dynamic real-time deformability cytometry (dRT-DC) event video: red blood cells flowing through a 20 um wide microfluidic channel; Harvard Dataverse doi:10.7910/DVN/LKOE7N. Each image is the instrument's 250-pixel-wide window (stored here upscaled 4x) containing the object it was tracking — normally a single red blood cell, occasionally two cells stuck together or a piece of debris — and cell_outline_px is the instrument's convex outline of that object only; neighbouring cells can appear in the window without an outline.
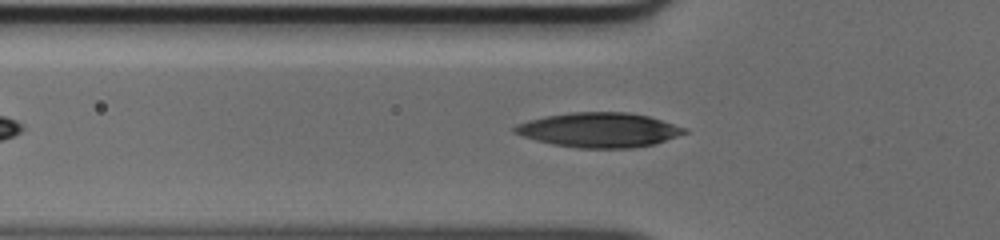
{"species": "human", "species_latin": "Homo sapiens", "temperature_condition": "cold", "stored_images_in_passage": 40, "camera_frame_rate_fps": 3000, "um_per_image_px": 0.085, "donor": {"sex": "male"}, "frame": {"image": 1, "passage_image": 8, "time_ms": 2.333, "image_size_px": [1000, 240], "cell_outline_px": [[688, 132], [656, 144], [632, 148], [580, 148], [552, 144], [536, 140], [512, 132], [512, 128], [516, 124], [528, 120], [544, 116], [572, 112], [628, 112], [648, 116], [688, 128]], "centroid_in_image_um": [50.93, 11.04], "position_along_channel_um": 74.9, "area_um2": 34.39}}
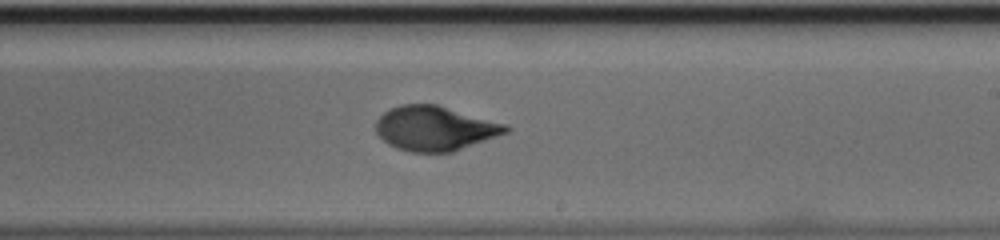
{"frame": {"image": 2, "passage_image": 21, "time_ms": 6.667, "image_size_px": [1000, 240], "cell_outline_px": [[512, 128], [508, 132], [452, 152], [408, 152], [396, 148], [388, 144], [376, 132], [376, 120], [384, 112], [400, 104], [436, 104], [508, 124]], "centroid_in_image_um": [36.98, 10.91], "position_along_channel_um": 252.0, "area_um2": 33.76}}
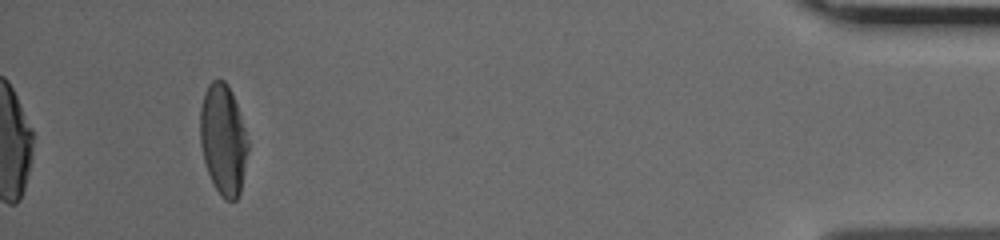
{"frame": {"image": 3, "passage_image": 38, "time_ms": 12.333, "image_size_px": [1000, 240], "cell_outline_px": [[248, 148], [240, 192], [236, 200], [224, 200], [220, 196], [212, 184], [204, 160], [200, 144], [200, 108], [204, 92], [208, 84], [212, 80], [224, 80], [232, 92], [248, 140]], "centroid_in_image_um": [18.95, 11.87], "position_along_channel_um": 416.3, "area_um2": 30.75}}